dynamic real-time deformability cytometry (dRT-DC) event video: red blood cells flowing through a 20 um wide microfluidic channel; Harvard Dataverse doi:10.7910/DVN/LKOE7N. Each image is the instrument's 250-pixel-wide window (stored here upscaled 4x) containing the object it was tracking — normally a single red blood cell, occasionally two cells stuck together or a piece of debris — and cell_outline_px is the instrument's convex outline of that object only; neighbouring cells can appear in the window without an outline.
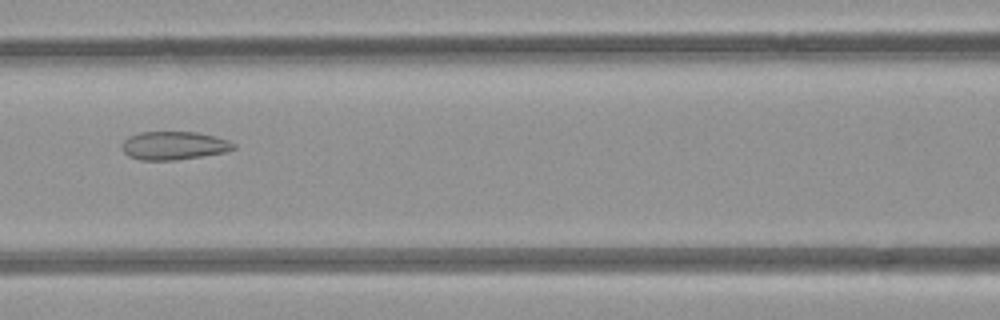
{"species": "common noctule bat (a hibernating species)", "species_latin": "Nyctalus noctula", "temperature_condition": "room temperature", "stored_images_in_passage": 7, "camera_frame_rate_fps": 3000, "um_per_image_px": 0.085, "animal": {"sex": "female", "body_mass_g": 21.9}, "frame": {"image": 1, "passage_image": 7, "time_ms": 6.667, "image_size_px": [1000, 320], "cell_outline_px": [[236, 148], [224, 152], [176, 160], [140, 160], [128, 156], [120, 148], [120, 144], [128, 136], [140, 132], [196, 132], [228, 140], [236, 144]], "centroid_in_image_um": [14.72, 12.37], "position_along_channel_um": 151.9, "area_um2": 18.44}}